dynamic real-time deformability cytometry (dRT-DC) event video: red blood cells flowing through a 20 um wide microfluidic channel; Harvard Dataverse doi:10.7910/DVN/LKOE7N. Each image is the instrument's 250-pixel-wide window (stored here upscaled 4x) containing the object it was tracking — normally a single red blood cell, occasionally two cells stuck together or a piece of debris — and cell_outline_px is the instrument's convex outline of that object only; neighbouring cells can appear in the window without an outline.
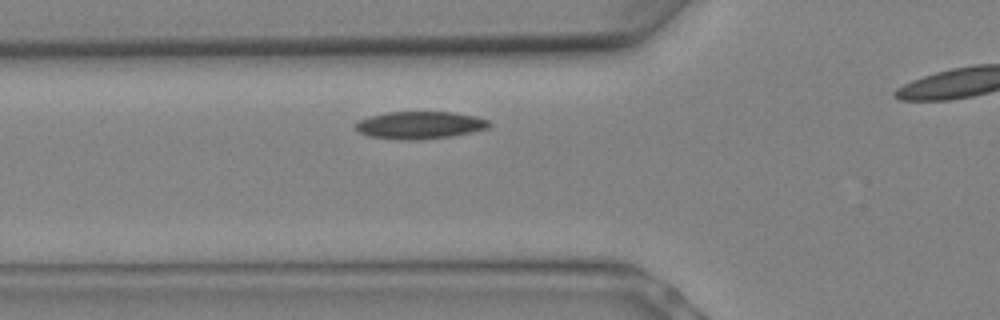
{"species": "Egyptian fruit bat (a non-hibernating species)", "species_latin": "Rousettus aegyptiacus", "temperature_condition": "warm", "stored_images_in_passage": 8, "camera_frame_rate_fps": 3000, "um_per_image_px": 0.085, "animal": {"sex": "female"}, "frame": {"image": 1, "passage_image": 4, "time_ms": 1.0, "image_size_px": [1000, 320], "cell_outline_px": [[492, 124], [488, 128], [472, 132], [452, 136], [412, 140], [404, 140], [368, 136], [360, 132], [356, 128], [356, 124], [360, 120], [368, 116], [388, 112], [452, 112], [476, 116], [488, 120]], "centroid_in_image_um": [35.71, 10.63], "position_along_channel_um": 90.1, "area_um2": 21.27}}